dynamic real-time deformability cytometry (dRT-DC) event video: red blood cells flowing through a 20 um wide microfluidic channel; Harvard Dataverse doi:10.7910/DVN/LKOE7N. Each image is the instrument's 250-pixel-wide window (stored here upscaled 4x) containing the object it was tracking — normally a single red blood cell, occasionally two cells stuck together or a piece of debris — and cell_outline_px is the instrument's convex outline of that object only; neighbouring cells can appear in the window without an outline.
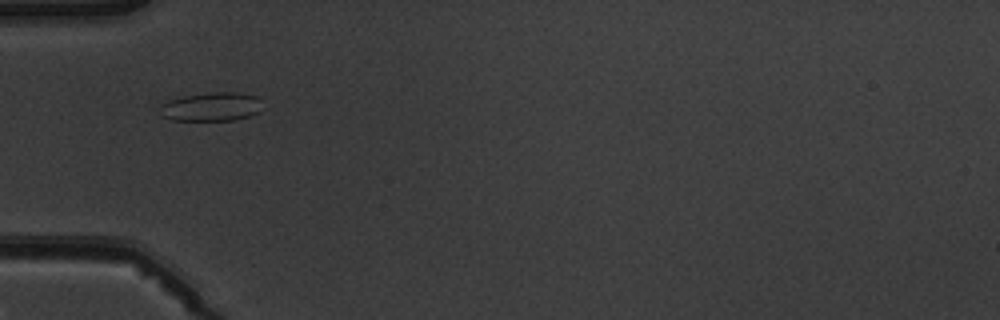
{"species": "common noctule bat (a hibernating species)", "species_latin": "Nyctalus noctula", "temperature_condition": "warm", "stored_images_in_passage": 6, "camera_frame_rate_fps": 3000, "um_per_image_px": 0.085, "animal": {"sex": "male", "body_mass_g": 19.5, "forearm_length_mm": 54.6}, "frame": {"image": 1, "passage_image": 4, "time_ms": 4.333, "image_size_px": [1000, 320], "cell_outline_px": [[260, 112], [236, 120], [172, 120], [160, 116], [156, 108], [160, 104], [168, 100], [184, 96], [212, 92], [236, 92], [256, 96], [260, 100]], "centroid_in_image_um": [17.89, 9.08], "position_along_channel_um": 67.1, "area_um2": 17.4}}
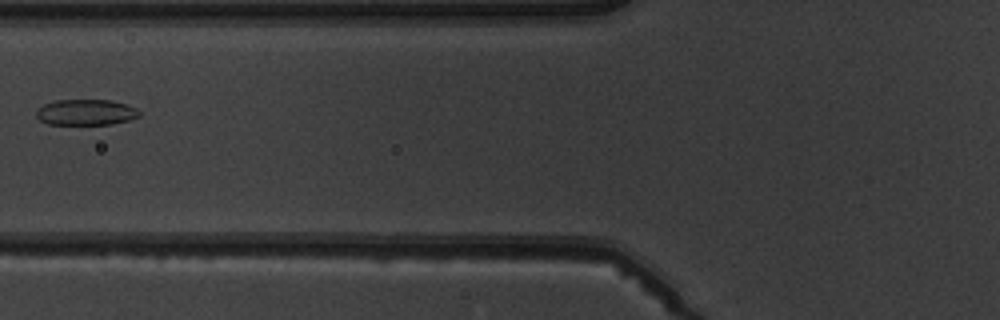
{"frame": {"image": 2, "passage_image": 5, "time_ms": 5.667, "image_size_px": [1000, 320], "cell_outline_px": [[140, 116], [128, 120], [112, 124], [48, 124], [40, 120], [36, 116], [36, 108], [44, 104], [56, 100], [112, 100], [128, 104], [136, 108], [140, 112]], "centroid_in_image_um": [7.3, 9.53], "position_along_channel_um": 118.5, "area_um2": 15.61}}
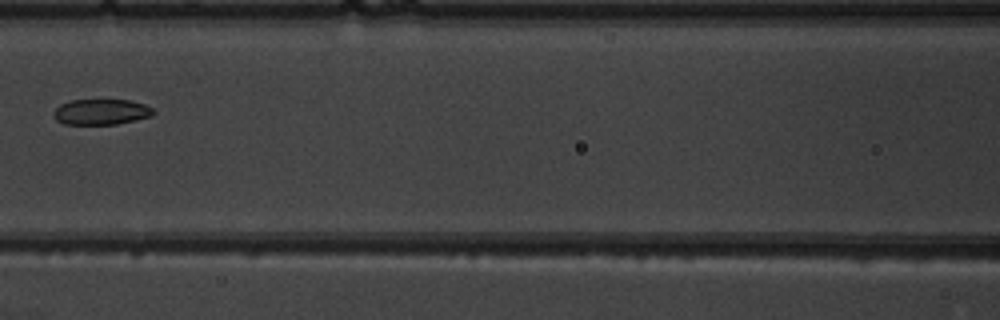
{"frame": {"image": 3, "passage_image": 6, "time_ms": 6.667, "image_size_px": [1000, 320], "cell_outline_px": [[156, 112], [152, 116], [136, 120], [116, 124], [64, 124], [56, 120], [52, 116], [52, 112], [60, 104], [72, 100], [132, 100], [144, 104], [152, 108]], "centroid_in_image_um": [8.6, 9.51], "position_along_channel_um": 158.0, "area_um2": 15.03}}